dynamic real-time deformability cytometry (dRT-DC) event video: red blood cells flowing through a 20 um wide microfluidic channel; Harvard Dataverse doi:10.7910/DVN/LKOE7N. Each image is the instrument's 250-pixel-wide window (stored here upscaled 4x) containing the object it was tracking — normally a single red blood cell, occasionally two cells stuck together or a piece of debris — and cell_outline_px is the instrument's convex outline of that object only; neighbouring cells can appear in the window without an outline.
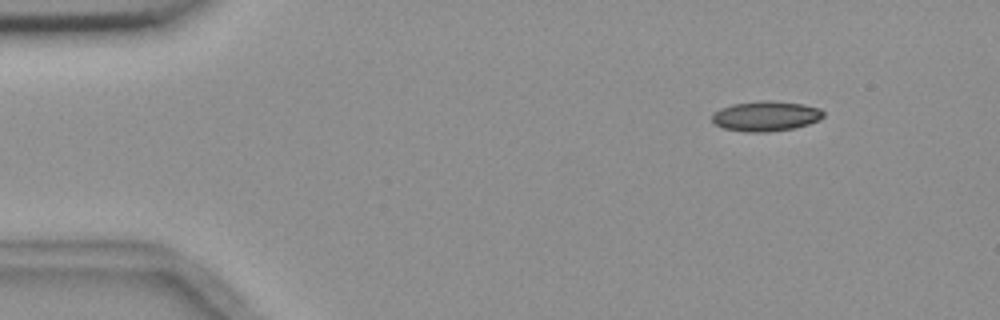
{"species": "common noctule bat (a hibernating species)", "species_latin": "Nyctalus noctula", "temperature_condition": "room temperature", "stored_images_in_passage": 3, "camera_frame_rate_fps": 3000, "um_per_image_px": 0.085, "animal": {"sex": "female", "body_mass_g": 18.4}, "frame": {"image": 1, "passage_image": 1, "time_ms": 0.0, "image_size_px": [1000, 320], "cell_outline_px": [[824, 116], [820, 120], [808, 124], [792, 128], [768, 132], [744, 132], [724, 128], [716, 124], [712, 120], [712, 112], [720, 108], [732, 104], [760, 100], [772, 100], [804, 104], [820, 108], [824, 112]], "centroid_in_image_um": [65.1, 9.86], "position_along_channel_um": 19.9, "area_um2": 19.71}}